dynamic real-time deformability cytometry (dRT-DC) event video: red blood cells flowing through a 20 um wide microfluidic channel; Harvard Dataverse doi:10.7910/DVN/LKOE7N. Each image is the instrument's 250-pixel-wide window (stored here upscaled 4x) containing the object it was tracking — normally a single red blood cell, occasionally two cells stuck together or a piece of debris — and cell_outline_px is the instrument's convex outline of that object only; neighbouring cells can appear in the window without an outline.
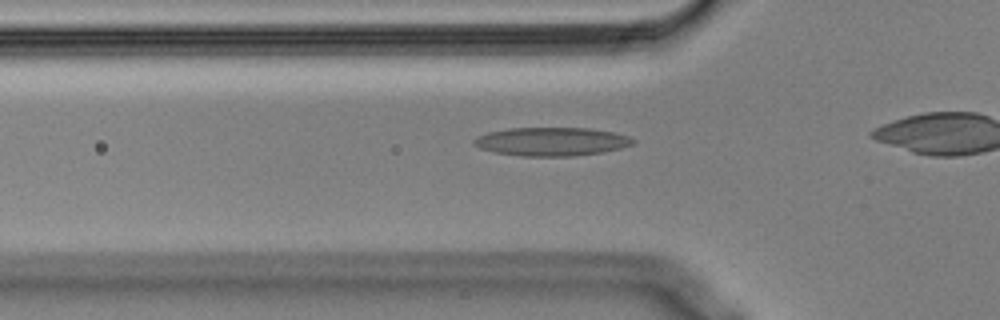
{"species": "Egyptian fruit bat (a non-hibernating species)", "species_latin": "Rousettus aegyptiacus", "temperature_condition": "cold", "stored_images_in_passage": 36, "camera_frame_rate_fps": 3000, "um_per_image_px": 0.085, "animal": {"sex": "male"}, "frame": {"image": 1, "passage_image": 13, "time_ms": 4.0, "image_size_px": [1000, 320], "cell_outline_px": [[636, 144], [620, 148], [600, 152], [572, 156], [520, 156], [496, 152], [480, 148], [472, 144], [472, 140], [488, 132], [508, 128], [588, 128], [612, 132], [628, 136], [636, 140]], "centroid_in_image_um": [46.88, 12.03], "position_along_channel_um": 78.9, "area_um2": 26.3}}
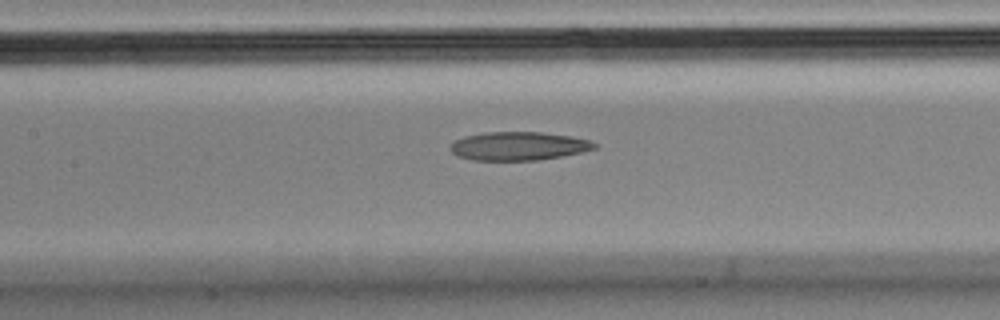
{"frame": {"image": 2, "passage_image": 20, "time_ms": 6.333, "image_size_px": [1000, 320], "cell_outline_px": [[596, 148], [580, 152], [560, 156], [536, 160], [472, 160], [456, 156], [448, 148], [456, 140], [464, 136], [484, 132], [540, 132], [568, 136], [592, 140], [596, 144]], "centroid_in_image_um": [44.03, 12.41], "position_along_channel_um": 163.4, "area_um2": 23.81}}
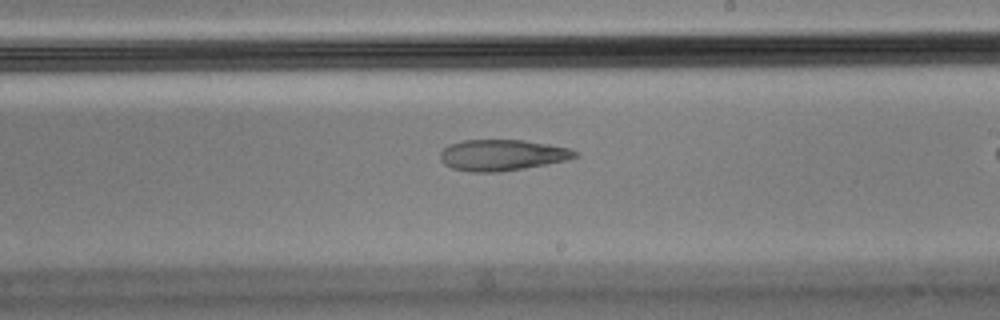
{"frame": {"image": 3, "passage_image": 27, "time_ms": 8.667, "image_size_px": [1000, 320], "cell_outline_px": [[580, 156], [564, 160], [524, 168], [496, 172], [472, 172], [452, 168], [444, 164], [440, 160], [440, 152], [448, 144], [464, 140], [524, 140], [548, 144], [568, 148], [580, 152]], "centroid_in_image_um": [42.66, 13.17], "position_along_channel_um": 246.3, "area_um2": 24.33}}